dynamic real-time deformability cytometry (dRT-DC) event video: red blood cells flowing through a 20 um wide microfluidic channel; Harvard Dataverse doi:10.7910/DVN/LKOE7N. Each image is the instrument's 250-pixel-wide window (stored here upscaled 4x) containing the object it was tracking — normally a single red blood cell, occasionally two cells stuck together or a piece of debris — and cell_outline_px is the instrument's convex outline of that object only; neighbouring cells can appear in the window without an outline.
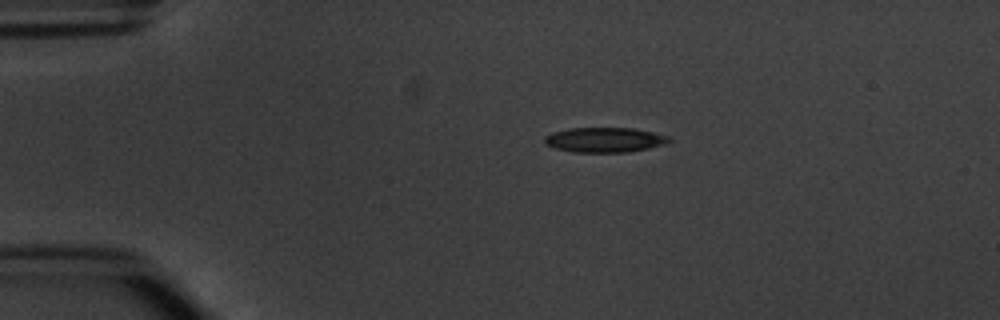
{"species": "common noctule bat (a hibernating species)", "species_latin": "Nyctalus noctula", "temperature_condition": "warm", "stored_images_in_passage": 4, "camera_frame_rate_fps": 3000, "um_per_image_px": 0.085, "animal": {"sex": "male", "body_mass_g": 20.1, "forearm_length_mm": 53.5}, "frame": {"image": 1, "passage_image": 1, "time_ms": 0.0, "image_size_px": [1000, 320], "cell_outline_px": [[672, 140], [664, 144], [648, 148], [628, 152], [572, 152], [556, 148], [544, 144], [544, 136], [552, 132], [572, 128], [636, 128], [668, 136]], "centroid_in_image_um": [51.37, 11.88], "position_along_channel_um": 33.6, "area_um2": 18.03}}
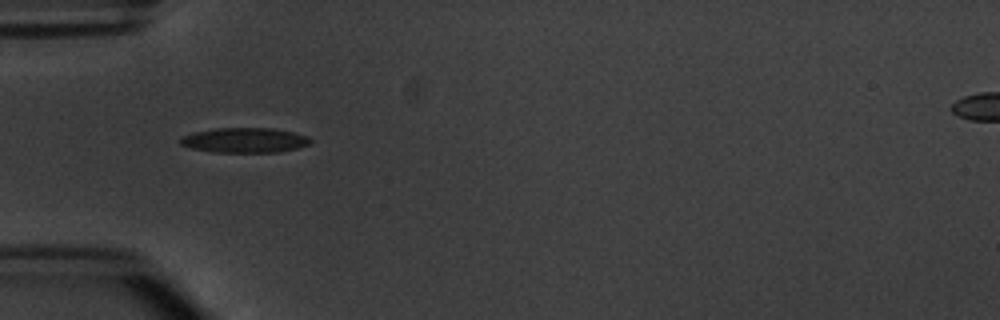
{"frame": {"image": 2, "passage_image": 3, "time_ms": 2.0, "image_size_px": [1000, 320], "cell_outline_px": [[312, 140], [308, 144], [296, 148], [280, 152], [212, 152], [192, 148], [180, 144], [180, 136], [192, 132], [216, 128], [272, 128], [292, 132], [308, 136]], "centroid_in_image_um": [20.76, 11.91], "position_along_channel_um": 64.2, "area_um2": 18.9}}